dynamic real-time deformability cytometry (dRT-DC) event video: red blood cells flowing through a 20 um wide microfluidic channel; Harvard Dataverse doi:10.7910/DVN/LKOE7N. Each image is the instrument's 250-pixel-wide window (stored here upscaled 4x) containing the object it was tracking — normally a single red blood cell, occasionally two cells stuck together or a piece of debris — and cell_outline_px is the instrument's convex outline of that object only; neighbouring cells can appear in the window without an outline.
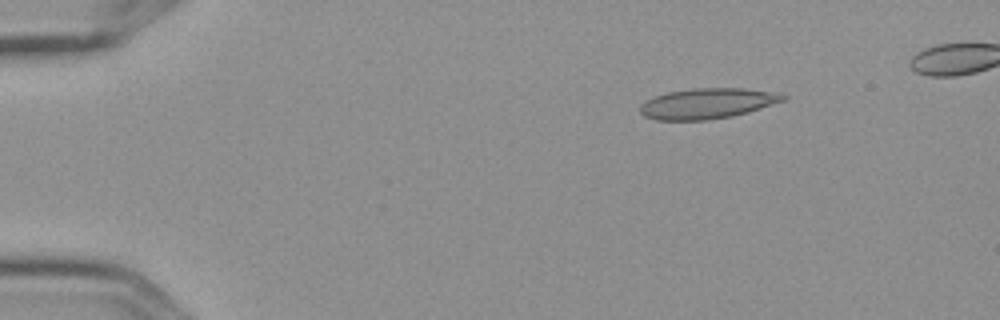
{"species": "Egyptian fruit bat (a non-hibernating species)", "species_latin": "Rousettus aegyptiacus", "temperature_condition": "cold", "stored_images_in_passage": 7, "camera_frame_rate_fps": 3000, "um_per_image_px": 0.085, "frame": {"image": 1, "passage_image": 3, "time_ms": 0.667, "image_size_px": [1000, 320], "cell_outline_px": [[788, 96], [784, 100], [748, 112], [732, 116], [708, 120], [656, 120], [644, 116], [640, 112], [640, 104], [644, 100], [668, 92], [692, 88], [744, 88], [768, 92]], "centroid_in_image_um": [60.05, 8.8], "position_along_channel_um": 24.9, "area_um2": 25.2}}
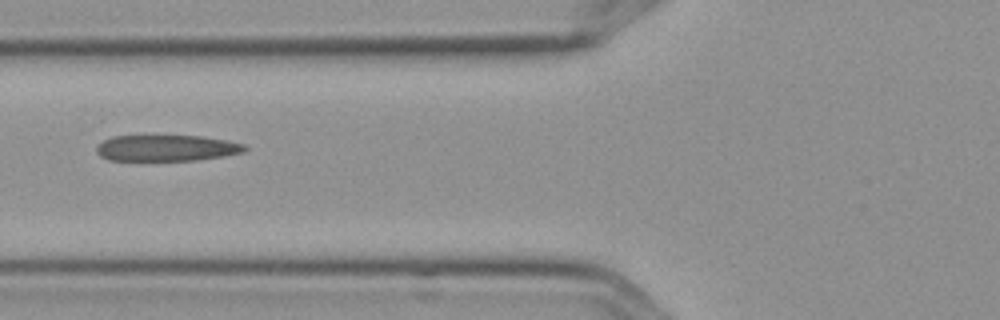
{"frame": {"image": 2, "passage_image": 7, "time_ms": 2.0, "image_size_px": [1000, 320], "cell_outline_px": [[248, 148], [244, 152], [196, 160], [108, 160], [100, 156], [96, 152], [96, 148], [104, 140], [112, 136], [200, 136], [228, 140], [244, 144]], "centroid_in_image_um": [14.16, 12.58], "position_along_channel_um": 111.6, "area_um2": 22.43}}